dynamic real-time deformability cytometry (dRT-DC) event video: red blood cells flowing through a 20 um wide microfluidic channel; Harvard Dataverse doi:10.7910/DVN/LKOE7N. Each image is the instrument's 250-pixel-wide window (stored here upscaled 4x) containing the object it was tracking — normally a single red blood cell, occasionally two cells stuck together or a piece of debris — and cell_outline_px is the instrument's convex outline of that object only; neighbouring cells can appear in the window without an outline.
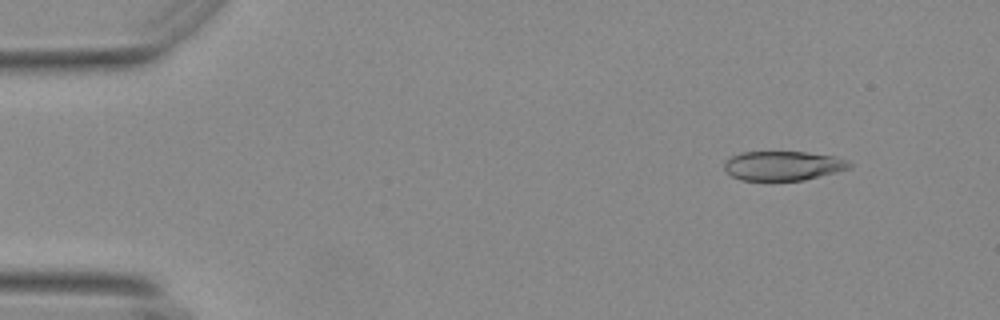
{"species": "Egyptian fruit bat (a non-hibernating species)", "species_latin": "Rousettus aegyptiacus", "temperature_condition": "warm", "stored_images_in_passage": 55, "camera_frame_rate_fps": 3000, "um_per_image_px": 0.085, "animal": {"sex": "female"}, "frame": {"image": 1, "passage_image": 6, "time_ms": 1.667, "image_size_px": [1000, 320], "cell_outline_px": [[852, 168], [804, 180], [740, 180], [732, 176], [724, 168], [724, 164], [732, 156], [744, 152], [808, 152], [832, 156], [848, 160], [852, 164]], "centroid_in_image_um": [66.6, 14.09], "position_along_channel_um": 18.4, "area_um2": 21.27}}
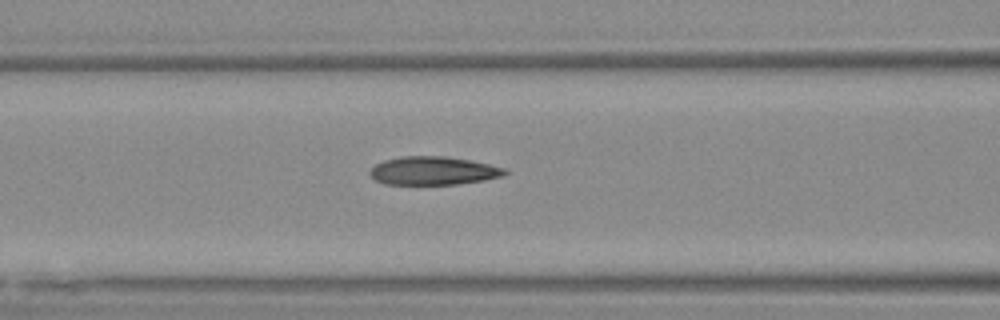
{"frame": {"image": 2, "passage_image": 23, "time_ms": 7.333, "image_size_px": [1000, 320], "cell_outline_px": [[508, 172], [504, 176], [484, 180], [456, 184], [384, 184], [376, 180], [368, 172], [376, 164], [384, 160], [400, 156], [444, 156], [468, 160], [488, 164], [504, 168]], "centroid_in_image_um": [36.82, 14.51], "position_along_channel_um": 129.8, "area_um2": 22.14}}
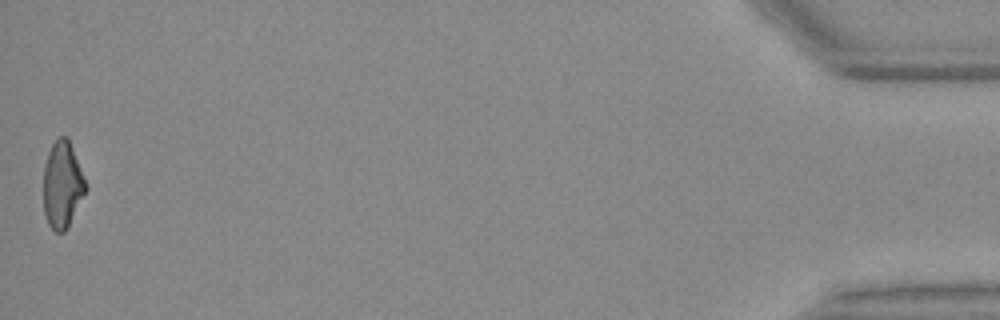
{"frame": {"image": 3, "passage_image": 55, "time_ms": 18.0, "image_size_px": [1000, 320], "cell_outline_px": [[88, 188], [68, 228], [64, 232], [56, 232], [48, 224], [44, 212], [44, 164], [48, 152], [52, 144], [60, 136], [68, 136], [88, 184]], "centroid_in_image_um": [5.33, 15.7], "position_along_channel_um": 429.9, "area_um2": 21.68}, "authors_computed_cell_mechanics": {"area_um2": 22.3686, "velocity_mm_per_s": 3.7141, "shape_relaxation_time_tau1_ms": 8.9544, "shape_relaxation_time_tau2_ms": 2.6695, "deformation_change_tau1": 0.2271, "deformation_change_tau2": 0.1166}}